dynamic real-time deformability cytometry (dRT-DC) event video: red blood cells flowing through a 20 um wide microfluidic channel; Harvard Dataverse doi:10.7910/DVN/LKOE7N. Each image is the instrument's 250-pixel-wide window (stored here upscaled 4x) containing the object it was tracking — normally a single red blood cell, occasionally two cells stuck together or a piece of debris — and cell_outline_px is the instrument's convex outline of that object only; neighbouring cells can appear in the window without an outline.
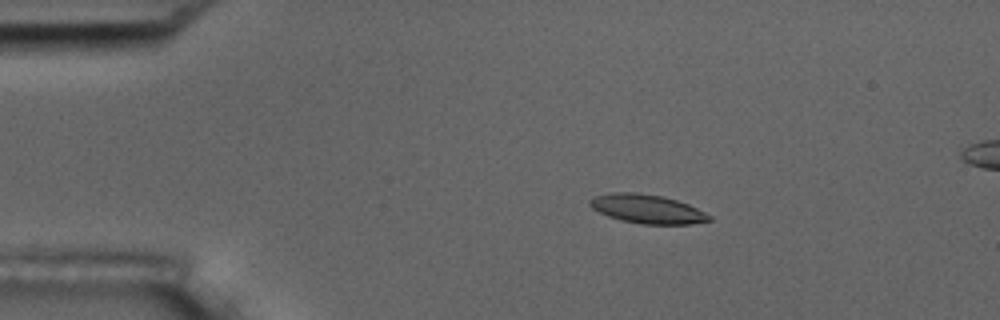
{"species": "common noctule bat (a hibernating species)", "species_latin": "Nyctalus noctula", "temperature_condition": "room temperature", "stored_images_in_passage": 5, "camera_frame_rate_fps": 3000, "um_per_image_px": 0.085, "animal": {"sex": "male", "body_mass_g": 17.5, "forearm_length_mm": 52.3}, "frame": {"image": 1, "passage_image": 3, "time_ms": 2.333, "image_size_px": [1000, 320], "cell_outline_px": [[712, 220], [692, 224], [640, 224], [620, 220], [608, 216], [592, 208], [588, 204], [588, 200], [596, 196], [612, 192], [636, 192], [660, 196], [676, 200], [688, 204], [712, 216]], "centroid_in_image_um": [55.0, 17.76], "position_along_channel_um": 30.0, "area_um2": 20.06}}